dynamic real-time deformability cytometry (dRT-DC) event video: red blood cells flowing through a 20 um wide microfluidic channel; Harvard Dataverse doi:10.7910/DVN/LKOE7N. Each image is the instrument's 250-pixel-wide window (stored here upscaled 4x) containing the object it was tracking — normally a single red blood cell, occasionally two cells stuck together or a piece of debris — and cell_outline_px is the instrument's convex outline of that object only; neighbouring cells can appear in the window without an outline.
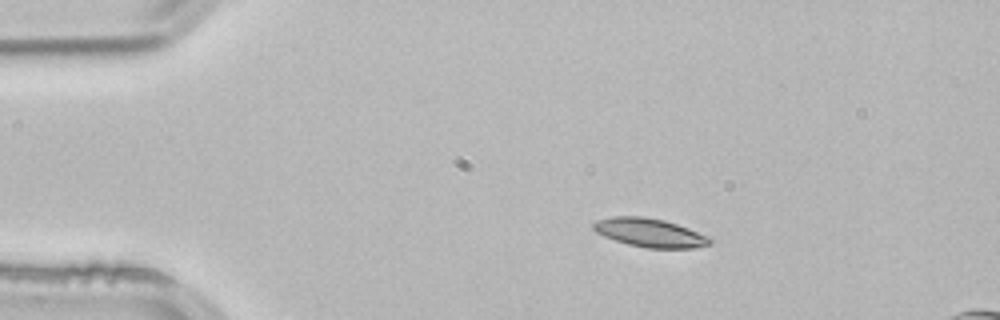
{"species": "common noctule bat (a hibernating species)", "species_latin": "Nyctalus noctula", "temperature_condition": "room temperature", "stored_images_in_passage": 45, "camera_frame_rate_fps": 3000, "um_per_image_px": 0.085, "animal": {"sex": "male", "body_mass_g": 21.5, "forearm_length_mm": 52.0}, "frame": {"image": 1, "passage_image": 1, "time_ms": 0.0, "image_size_px": [1000, 320], "cell_outline_px": [[712, 244], [696, 248], [648, 248], [628, 244], [604, 236], [596, 232], [592, 228], [592, 224], [596, 220], [612, 216], [640, 216], [664, 220], [688, 228], [708, 236], [712, 240]], "centroid_in_image_um": [55.23, 19.78], "position_along_channel_um": 29.8, "area_um2": 19.42}}
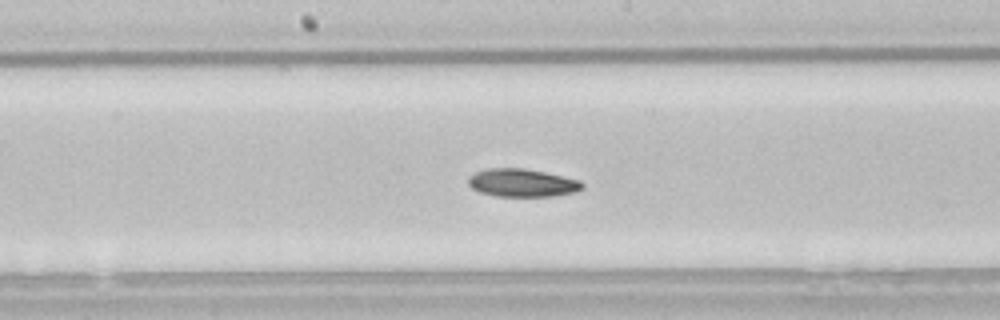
{"frame": {"image": 2, "passage_image": 19, "time_ms": 6.0, "image_size_px": [1000, 320], "cell_outline_px": [[584, 188], [576, 192], [552, 196], [496, 196], [480, 192], [472, 188], [468, 184], [468, 176], [476, 172], [488, 168], [524, 168], [544, 172], [580, 180], [584, 184]], "centroid_in_image_um": [44.39, 15.54], "position_along_channel_um": 203.8, "area_um2": 18.61}}
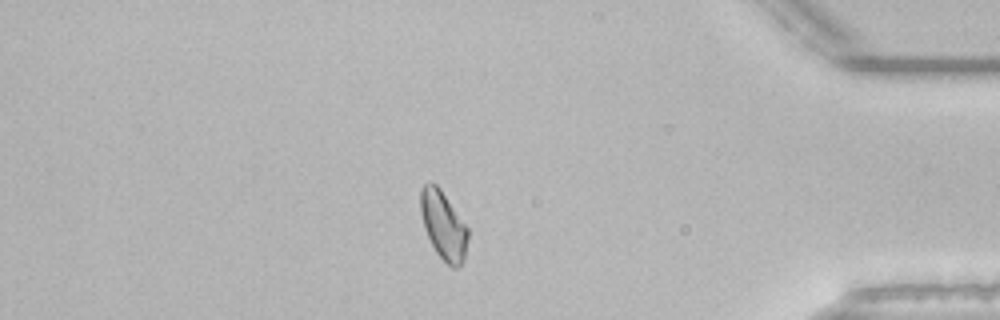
{"frame": {"image": 3, "passage_image": 37, "time_ms": 12.0, "image_size_px": [1000, 320], "cell_outline_px": [[468, 240], [464, 260], [456, 268], [452, 268], [436, 252], [424, 228], [420, 212], [420, 192], [424, 184], [428, 180], [432, 180], [440, 188], [468, 228]], "centroid_in_image_um": [37.68, 19.11], "position_along_channel_um": 397.5, "area_um2": 18.84}}